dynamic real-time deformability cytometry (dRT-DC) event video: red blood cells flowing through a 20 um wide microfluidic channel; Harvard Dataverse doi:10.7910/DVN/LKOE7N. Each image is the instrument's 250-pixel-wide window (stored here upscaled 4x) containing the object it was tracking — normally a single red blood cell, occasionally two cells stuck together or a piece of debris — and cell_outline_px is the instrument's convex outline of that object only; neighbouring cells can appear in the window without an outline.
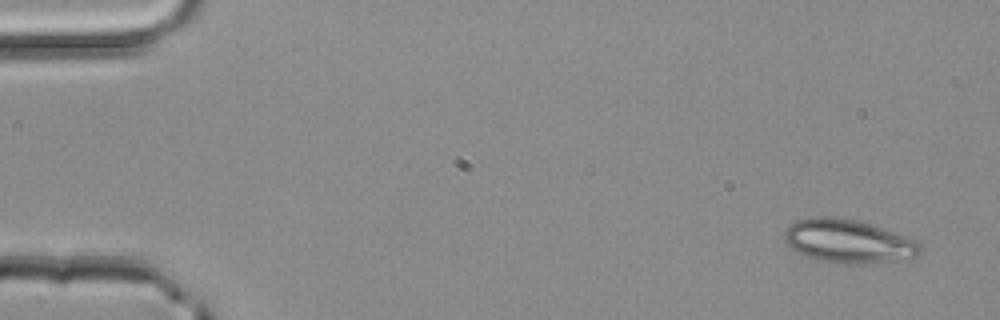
{"species": "common noctule bat (a hibernating species)", "species_latin": "Nyctalus noctula", "temperature_condition": "room temperature", "stored_images_in_passage": 4, "camera_frame_rate_fps": 3000, "um_per_image_px": 0.085, "animal": {"sex": "male", "body_mass_g": 20.4}, "frame": {"image": 1, "passage_image": 1, "time_ms": 0.0, "image_size_px": [1000, 320], "cell_outline_px": [[920, 252], [916, 256], [892, 260], [820, 260], [796, 252], [784, 240], [784, 232], [796, 220], [816, 216], [832, 216], [872, 224], [908, 236], [916, 240], [920, 244]], "centroid_in_image_um": [72.07, 20.42], "position_along_channel_um": 12.9, "area_um2": 32.83}}